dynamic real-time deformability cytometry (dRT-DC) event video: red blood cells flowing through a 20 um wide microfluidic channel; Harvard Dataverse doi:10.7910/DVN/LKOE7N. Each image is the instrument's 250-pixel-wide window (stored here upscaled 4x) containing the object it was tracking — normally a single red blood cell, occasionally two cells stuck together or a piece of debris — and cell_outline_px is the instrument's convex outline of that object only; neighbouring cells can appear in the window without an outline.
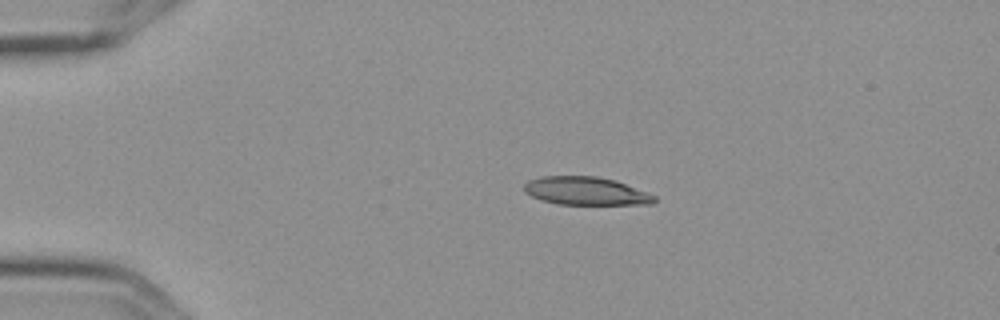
{"species": "Egyptian fruit bat (a non-hibernating species)", "species_latin": "Rousettus aegyptiacus", "temperature_condition": "cold", "stored_images_in_passage": 5, "camera_frame_rate_fps": 3000, "um_per_image_px": 0.085, "frame": {"image": 1, "passage_image": 3, "time_ms": 0.667, "image_size_px": [1000, 320], "cell_outline_px": [[656, 200], [652, 204], [560, 204], [540, 200], [524, 192], [524, 184], [528, 180], [540, 176], [596, 176], [616, 180], [648, 192], [656, 196]], "centroid_in_image_um": [49.79, 16.23], "position_along_channel_um": 35.2, "area_um2": 21.44}}
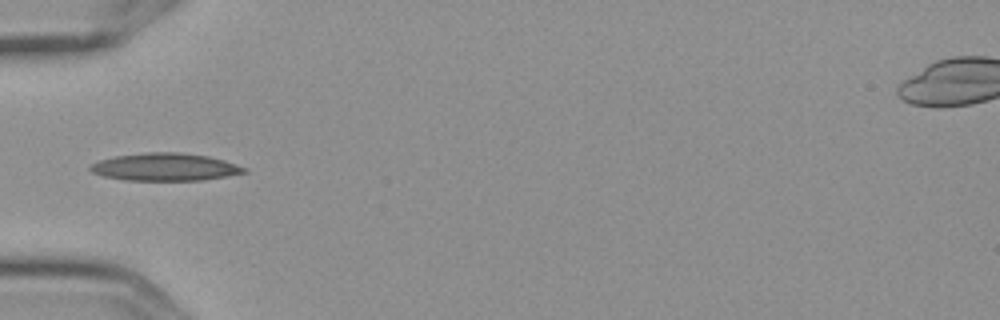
{"frame": {"image": 2, "passage_image": 5, "time_ms": 1.333, "image_size_px": [1000, 320], "cell_outline_px": [[248, 172], [204, 180], [124, 180], [104, 176], [92, 172], [88, 168], [92, 164], [100, 160], [116, 156], [148, 152], [176, 152], [208, 156], [224, 160], [248, 168]], "centroid_in_image_um": [14.06, 14.2], "position_along_channel_um": 70.9, "area_um2": 24.62}}